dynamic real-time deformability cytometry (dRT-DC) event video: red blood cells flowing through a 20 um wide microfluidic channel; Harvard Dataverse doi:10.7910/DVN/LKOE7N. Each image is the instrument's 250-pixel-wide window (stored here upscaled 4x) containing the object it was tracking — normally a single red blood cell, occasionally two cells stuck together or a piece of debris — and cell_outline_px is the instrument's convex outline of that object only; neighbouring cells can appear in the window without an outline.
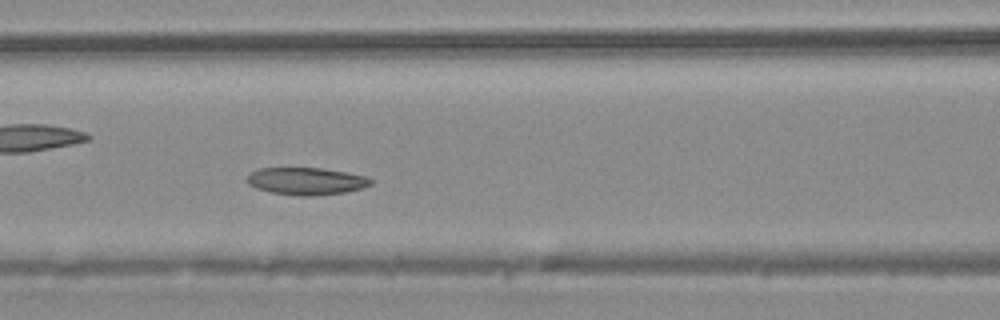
{"species": "common noctule bat (a hibernating species)", "species_latin": "Nyctalus noctula", "temperature_condition": "warm", "stored_images_in_passage": 36, "camera_frame_rate_fps": 3000, "um_per_image_px": 0.085, "animal": {"sex": "male", "body_mass_g": 20.4}, "frame": {"image": 1, "passage_image": 11, "time_ms": 3.333, "image_size_px": [1000, 320], "cell_outline_px": [[372, 184], [364, 188], [344, 192], [312, 196], [300, 196], [272, 192], [256, 188], [248, 184], [248, 172], [256, 168], [324, 168], [368, 176], [372, 180]], "centroid_in_image_um": [26.04, 15.38], "position_along_channel_um": 140.6, "area_um2": 19.83}}